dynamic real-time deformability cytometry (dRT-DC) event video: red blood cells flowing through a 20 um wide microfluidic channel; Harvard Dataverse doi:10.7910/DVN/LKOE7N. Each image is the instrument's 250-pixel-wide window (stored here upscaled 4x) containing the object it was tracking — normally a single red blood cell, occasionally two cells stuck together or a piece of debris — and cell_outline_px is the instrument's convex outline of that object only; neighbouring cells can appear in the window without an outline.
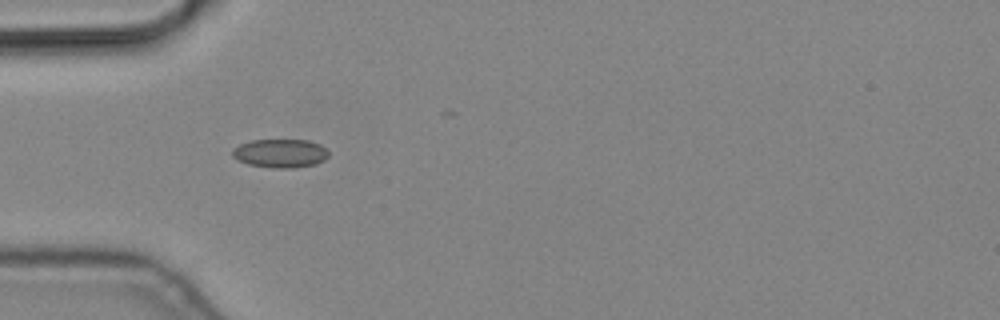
{"species": "common noctule bat (a hibernating species)", "species_latin": "Nyctalus noctula", "temperature_condition": "cold", "stored_images_in_passage": 6, "camera_frame_rate_fps": 3000, "um_per_image_px": 0.085, "animal": {"sex": "male", "body_mass_g": 19.2, "forearm_length_mm": 51.8}, "frame": {"image": 1, "passage_image": 6, "time_ms": 1.667, "image_size_px": [1000, 320], "cell_outline_px": [[328, 156], [324, 160], [316, 164], [292, 168], [272, 168], [248, 164], [232, 156], [232, 148], [240, 144], [252, 140], [308, 140], [320, 144], [328, 152]], "centroid_in_image_um": [23.82, 13.03], "position_along_channel_um": 61.2, "area_um2": 16.01}}